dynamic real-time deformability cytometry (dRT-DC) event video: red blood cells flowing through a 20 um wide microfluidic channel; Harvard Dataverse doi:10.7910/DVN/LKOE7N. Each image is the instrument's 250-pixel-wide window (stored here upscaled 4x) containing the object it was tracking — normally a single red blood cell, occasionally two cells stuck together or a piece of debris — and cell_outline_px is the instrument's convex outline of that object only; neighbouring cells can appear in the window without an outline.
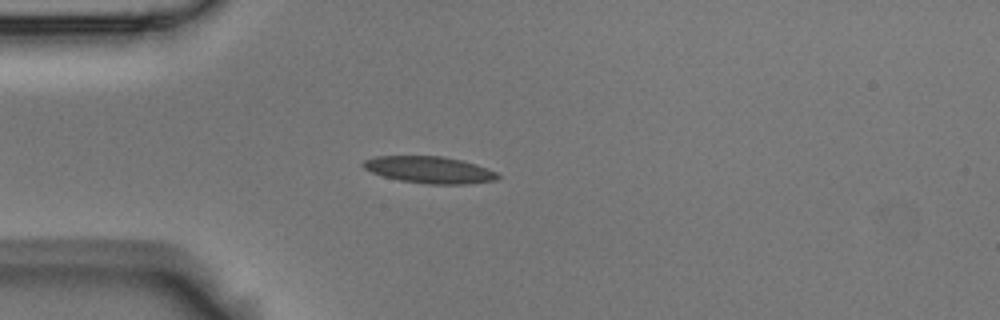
{"species": "Egyptian fruit bat (a non-hibernating species)", "species_latin": "Rousettus aegyptiacus", "temperature_condition": "room temperature", "stored_images_in_passage": 4, "camera_frame_rate_fps": 3000, "um_per_image_px": 0.085, "animal": {"sex": "male"}, "frame": {"image": 1, "passage_image": 3, "time_ms": 0.667, "image_size_px": [1000, 320], "cell_outline_px": [[500, 176], [496, 180], [468, 184], [428, 184], [400, 180], [384, 176], [372, 172], [364, 168], [360, 164], [364, 160], [376, 156], [444, 156], [476, 164], [496, 172]], "centroid_in_image_um": [36.5, 14.43], "position_along_channel_um": 48.5, "area_um2": 20.92}}